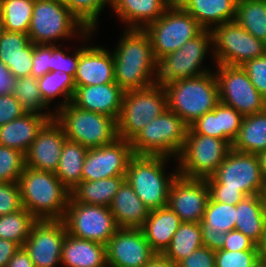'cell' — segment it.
I'll use <instances>...</instances> for the list:
<instances>
[{"label":"cell","mask_w":266,"mask_h":267,"mask_svg":"<svg viewBox=\"0 0 266 267\" xmlns=\"http://www.w3.org/2000/svg\"><path fill=\"white\" fill-rule=\"evenodd\" d=\"M235 21L255 38L266 40V0H237Z\"/></svg>","instance_id":"obj_36"},{"label":"cell","mask_w":266,"mask_h":267,"mask_svg":"<svg viewBox=\"0 0 266 267\" xmlns=\"http://www.w3.org/2000/svg\"><path fill=\"white\" fill-rule=\"evenodd\" d=\"M124 90L116 83L76 87L72 103L84 110L118 119Z\"/></svg>","instance_id":"obj_22"},{"label":"cell","mask_w":266,"mask_h":267,"mask_svg":"<svg viewBox=\"0 0 266 267\" xmlns=\"http://www.w3.org/2000/svg\"><path fill=\"white\" fill-rule=\"evenodd\" d=\"M63 221L68 234L103 245L119 228L109 207L78 203L71 198Z\"/></svg>","instance_id":"obj_13"},{"label":"cell","mask_w":266,"mask_h":267,"mask_svg":"<svg viewBox=\"0 0 266 267\" xmlns=\"http://www.w3.org/2000/svg\"><path fill=\"white\" fill-rule=\"evenodd\" d=\"M214 71L218 87L219 101L233 107L243 116L266 110V98L254 87L241 66L216 65Z\"/></svg>","instance_id":"obj_15"},{"label":"cell","mask_w":266,"mask_h":267,"mask_svg":"<svg viewBox=\"0 0 266 267\" xmlns=\"http://www.w3.org/2000/svg\"><path fill=\"white\" fill-rule=\"evenodd\" d=\"M232 146L216 137L195 134L188 128L186 141L178 155V174L188 178L211 177Z\"/></svg>","instance_id":"obj_10"},{"label":"cell","mask_w":266,"mask_h":267,"mask_svg":"<svg viewBox=\"0 0 266 267\" xmlns=\"http://www.w3.org/2000/svg\"><path fill=\"white\" fill-rule=\"evenodd\" d=\"M52 71V44H34L31 75L43 77Z\"/></svg>","instance_id":"obj_47"},{"label":"cell","mask_w":266,"mask_h":267,"mask_svg":"<svg viewBox=\"0 0 266 267\" xmlns=\"http://www.w3.org/2000/svg\"><path fill=\"white\" fill-rule=\"evenodd\" d=\"M188 128L181 117L167 108L130 142L133 153L177 159L186 141Z\"/></svg>","instance_id":"obj_7"},{"label":"cell","mask_w":266,"mask_h":267,"mask_svg":"<svg viewBox=\"0 0 266 267\" xmlns=\"http://www.w3.org/2000/svg\"><path fill=\"white\" fill-rule=\"evenodd\" d=\"M3 31H4V27H3L2 19L0 18V37L3 33Z\"/></svg>","instance_id":"obj_62"},{"label":"cell","mask_w":266,"mask_h":267,"mask_svg":"<svg viewBox=\"0 0 266 267\" xmlns=\"http://www.w3.org/2000/svg\"><path fill=\"white\" fill-rule=\"evenodd\" d=\"M18 184L22 207L37 220H63L71 196L55 173L25 166Z\"/></svg>","instance_id":"obj_2"},{"label":"cell","mask_w":266,"mask_h":267,"mask_svg":"<svg viewBox=\"0 0 266 267\" xmlns=\"http://www.w3.org/2000/svg\"><path fill=\"white\" fill-rule=\"evenodd\" d=\"M76 87L115 83L113 55L101 46H83L74 77Z\"/></svg>","instance_id":"obj_21"},{"label":"cell","mask_w":266,"mask_h":267,"mask_svg":"<svg viewBox=\"0 0 266 267\" xmlns=\"http://www.w3.org/2000/svg\"><path fill=\"white\" fill-rule=\"evenodd\" d=\"M55 1H57V2H61V3H66L68 0H55Z\"/></svg>","instance_id":"obj_63"},{"label":"cell","mask_w":266,"mask_h":267,"mask_svg":"<svg viewBox=\"0 0 266 267\" xmlns=\"http://www.w3.org/2000/svg\"><path fill=\"white\" fill-rule=\"evenodd\" d=\"M209 198V187L205 179L188 178L178 174L171 184L167 206L182 222L200 223Z\"/></svg>","instance_id":"obj_18"},{"label":"cell","mask_w":266,"mask_h":267,"mask_svg":"<svg viewBox=\"0 0 266 267\" xmlns=\"http://www.w3.org/2000/svg\"><path fill=\"white\" fill-rule=\"evenodd\" d=\"M67 235L63 220H37L23 247L35 267L61 264L62 243Z\"/></svg>","instance_id":"obj_16"},{"label":"cell","mask_w":266,"mask_h":267,"mask_svg":"<svg viewBox=\"0 0 266 267\" xmlns=\"http://www.w3.org/2000/svg\"><path fill=\"white\" fill-rule=\"evenodd\" d=\"M26 113L13 94L0 95V127Z\"/></svg>","instance_id":"obj_49"},{"label":"cell","mask_w":266,"mask_h":267,"mask_svg":"<svg viewBox=\"0 0 266 267\" xmlns=\"http://www.w3.org/2000/svg\"><path fill=\"white\" fill-rule=\"evenodd\" d=\"M49 120L46 115L27 112L0 127V145L26 154L38 132Z\"/></svg>","instance_id":"obj_26"},{"label":"cell","mask_w":266,"mask_h":267,"mask_svg":"<svg viewBox=\"0 0 266 267\" xmlns=\"http://www.w3.org/2000/svg\"><path fill=\"white\" fill-rule=\"evenodd\" d=\"M2 0H0V18H1Z\"/></svg>","instance_id":"obj_64"},{"label":"cell","mask_w":266,"mask_h":267,"mask_svg":"<svg viewBox=\"0 0 266 267\" xmlns=\"http://www.w3.org/2000/svg\"><path fill=\"white\" fill-rule=\"evenodd\" d=\"M54 112L67 140L88 149L108 145L118 138L117 122L112 117L81 109L72 102Z\"/></svg>","instance_id":"obj_5"},{"label":"cell","mask_w":266,"mask_h":267,"mask_svg":"<svg viewBox=\"0 0 266 267\" xmlns=\"http://www.w3.org/2000/svg\"><path fill=\"white\" fill-rule=\"evenodd\" d=\"M255 89L266 98V56L254 58L241 66Z\"/></svg>","instance_id":"obj_46"},{"label":"cell","mask_w":266,"mask_h":267,"mask_svg":"<svg viewBox=\"0 0 266 267\" xmlns=\"http://www.w3.org/2000/svg\"><path fill=\"white\" fill-rule=\"evenodd\" d=\"M73 55L66 54L59 46L52 44V71L65 72L74 78L79 64L80 49L77 48Z\"/></svg>","instance_id":"obj_48"},{"label":"cell","mask_w":266,"mask_h":267,"mask_svg":"<svg viewBox=\"0 0 266 267\" xmlns=\"http://www.w3.org/2000/svg\"><path fill=\"white\" fill-rule=\"evenodd\" d=\"M208 185L241 190L246 196L260 195L264 183L257 154L229 151L216 172L205 179Z\"/></svg>","instance_id":"obj_14"},{"label":"cell","mask_w":266,"mask_h":267,"mask_svg":"<svg viewBox=\"0 0 266 267\" xmlns=\"http://www.w3.org/2000/svg\"><path fill=\"white\" fill-rule=\"evenodd\" d=\"M111 0H68L65 5L88 30L96 29L98 16Z\"/></svg>","instance_id":"obj_42"},{"label":"cell","mask_w":266,"mask_h":267,"mask_svg":"<svg viewBox=\"0 0 266 267\" xmlns=\"http://www.w3.org/2000/svg\"><path fill=\"white\" fill-rule=\"evenodd\" d=\"M16 78L9 69L0 62V95L13 93Z\"/></svg>","instance_id":"obj_54"},{"label":"cell","mask_w":266,"mask_h":267,"mask_svg":"<svg viewBox=\"0 0 266 267\" xmlns=\"http://www.w3.org/2000/svg\"><path fill=\"white\" fill-rule=\"evenodd\" d=\"M204 29L236 18L237 0H175ZM211 27V28H210Z\"/></svg>","instance_id":"obj_30"},{"label":"cell","mask_w":266,"mask_h":267,"mask_svg":"<svg viewBox=\"0 0 266 267\" xmlns=\"http://www.w3.org/2000/svg\"><path fill=\"white\" fill-rule=\"evenodd\" d=\"M224 250L227 251H243V250H258L257 245L240 231L234 229L226 233Z\"/></svg>","instance_id":"obj_52"},{"label":"cell","mask_w":266,"mask_h":267,"mask_svg":"<svg viewBox=\"0 0 266 267\" xmlns=\"http://www.w3.org/2000/svg\"><path fill=\"white\" fill-rule=\"evenodd\" d=\"M125 176H113L95 181L82 180L70 191V198L78 203L109 207Z\"/></svg>","instance_id":"obj_32"},{"label":"cell","mask_w":266,"mask_h":267,"mask_svg":"<svg viewBox=\"0 0 266 267\" xmlns=\"http://www.w3.org/2000/svg\"><path fill=\"white\" fill-rule=\"evenodd\" d=\"M203 246L199 223L182 222L163 253L176 265Z\"/></svg>","instance_id":"obj_35"},{"label":"cell","mask_w":266,"mask_h":267,"mask_svg":"<svg viewBox=\"0 0 266 267\" xmlns=\"http://www.w3.org/2000/svg\"><path fill=\"white\" fill-rule=\"evenodd\" d=\"M18 182H0V216L21 210Z\"/></svg>","instance_id":"obj_45"},{"label":"cell","mask_w":266,"mask_h":267,"mask_svg":"<svg viewBox=\"0 0 266 267\" xmlns=\"http://www.w3.org/2000/svg\"><path fill=\"white\" fill-rule=\"evenodd\" d=\"M235 229L258 245L266 227V208L260 195L244 197L236 205Z\"/></svg>","instance_id":"obj_31"},{"label":"cell","mask_w":266,"mask_h":267,"mask_svg":"<svg viewBox=\"0 0 266 267\" xmlns=\"http://www.w3.org/2000/svg\"><path fill=\"white\" fill-rule=\"evenodd\" d=\"M149 36L155 59L172 53L198 36L204 28L174 1L156 21L143 29Z\"/></svg>","instance_id":"obj_9"},{"label":"cell","mask_w":266,"mask_h":267,"mask_svg":"<svg viewBox=\"0 0 266 267\" xmlns=\"http://www.w3.org/2000/svg\"><path fill=\"white\" fill-rule=\"evenodd\" d=\"M34 43L28 34L3 31L0 37V62L16 79L31 75Z\"/></svg>","instance_id":"obj_24"},{"label":"cell","mask_w":266,"mask_h":267,"mask_svg":"<svg viewBox=\"0 0 266 267\" xmlns=\"http://www.w3.org/2000/svg\"><path fill=\"white\" fill-rule=\"evenodd\" d=\"M144 267H177V265L164 254L155 253Z\"/></svg>","instance_id":"obj_57"},{"label":"cell","mask_w":266,"mask_h":267,"mask_svg":"<svg viewBox=\"0 0 266 267\" xmlns=\"http://www.w3.org/2000/svg\"><path fill=\"white\" fill-rule=\"evenodd\" d=\"M235 220L236 205L216 202L210 197L199 223L203 246L213 251L222 249L226 233L235 229Z\"/></svg>","instance_id":"obj_23"},{"label":"cell","mask_w":266,"mask_h":267,"mask_svg":"<svg viewBox=\"0 0 266 267\" xmlns=\"http://www.w3.org/2000/svg\"><path fill=\"white\" fill-rule=\"evenodd\" d=\"M177 267H215V251L202 246L181 260Z\"/></svg>","instance_id":"obj_50"},{"label":"cell","mask_w":266,"mask_h":267,"mask_svg":"<svg viewBox=\"0 0 266 267\" xmlns=\"http://www.w3.org/2000/svg\"><path fill=\"white\" fill-rule=\"evenodd\" d=\"M109 267H144L155 255L140 228H118L106 244Z\"/></svg>","instance_id":"obj_19"},{"label":"cell","mask_w":266,"mask_h":267,"mask_svg":"<svg viewBox=\"0 0 266 267\" xmlns=\"http://www.w3.org/2000/svg\"><path fill=\"white\" fill-rule=\"evenodd\" d=\"M212 50L217 65L242 66L245 62L265 55L264 41L255 38L235 20L210 29Z\"/></svg>","instance_id":"obj_12"},{"label":"cell","mask_w":266,"mask_h":267,"mask_svg":"<svg viewBox=\"0 0 266 267\" xmlns=\"http://www.w3.org/2000/svg\"><path fill=\"white\" fill-rule=\"evenodd\" d=\"M181 223L179 216L171 208L165 206L150 210L141 229L152 250L163 254Z\"/></svg>","instance_id":"obj_29"},{"label":"cell","mask_w":266,"mask_h":267,"mask_svg":"<svg viewBox=\"0 0 266 267\" xmlns=\"http://www.w3.org/2000/svg\"><path fill=\"white\" fill-rule=\"evenodd\" d=\"M168 159L165 156L134 155L128 164L125 179L150 210L167 206L171 184L178 176V169L165 175L164 163Z\"/></svg>","instance_id":"obj_4"},{"label":"cell","mask_w":266,"mask_h":267,"mask_svg":"<svg viewBox=\"0 0 266 267\" xmlns=\"http://www.w3.org/2000/svg\"><path fill=\"white\" fill-rule=\"evenodd\" d=\"M6 267H35L24 247H20Z\"/></svg>","instance_id":"obj_56"},{"label":"cell","mask_w":266,"mask_h":267,"mask_svg":"<svg viewBox=\"0 0 266 267\" xmlns=\"http://www.w3.org/2000/svg\"><path fill=\"white\" fill-rule=\"evenodd\" d=\"M257 156H258L259 163H260L261 174L265 181L266 180V150L259 152Z\"/></svg>","instance_id":"obj_58"},{"label":"cell","mask_w":266,"mask_h":267,"mask_svg":"<svg viewBox=\"0 0 266 267\" xmlns=\"http://www.w3.org/2000/svg\"><path fill=\"white\" fill-rule=\"evenodd\" d=\"M61 265L65 267H107L106 245L66 235L62 243Z\"/></svg>","instance_id":"obj_28"},{"label":"cell","mask_w":266,"mask_h":267,"mask_svg":"<svg viewBox=\"0 0 266 267\" xmlns=\"http://www.w3.org/2000/svg\"><path fill=\"white\" fill-rule=\"evenodd\" d=\"M232 148L252 154L266 150V110L244 116Z\"/></svg>","instance_id":"obj_33"},{"label":"cell","mask_w":266,"mask_h":267,"mask_svg":"<svg viewBox=\"0 0 266 267\" xmlns=\"http://www.w3.org/2000/svg\"><path fill=\"white\" fill-rule=\"evenodd\" d=\"M134 156L131 143L117 138L113 143L89 148L82 168V180L95 181L113 176H126Z\"/></svg>","instance_id":"obj_17"},{"label":"cell","mask_w":266,"mask_h":267,"mask_svg":"<svg viewBox=\"0 0 266 267\" xmlns=\"http://www.w3.org/2000/svg\"><path fill=\"white\" fill-rule=\"evenodd\" d=\"M37 219L25 208L0 216V239H7L23 247Z\"/></svg>","instance_id":"obj_39"},{"label":"cell","mask_w":266,"mask_h":267,"mask_svg":"<svg viewBox=\"0 0 266 267\" xmlns=\"http://www.w3.org/2000/svg\"><path fill=\"white\" fill-rule=\"evenodd\" d=\"M88 148L77 142L66 140L63 147L56 176L71 191L82 181V168Z\"/></svg>","instance_id":"obj_34"},{"label":"cell","mask_w":266,"mask_h":267,"mask_svg":"<svg viewBox=\"0 0 266 267\" xmlns=\"http://www.w3.org/2000/svg\"><path fill=\"white\" fill-rule=\"evenodd\" d=\"M124 30L112 52L115 83L125 92L149 87L156 83L157 75L149 36L143 29Z\"/></svg>","instance_id":"obj_1"},{"label":"cell","mask_w":266,"mask_h":267,"mask_svg":"<svg viewBox=\"0 0 266 267\" xmlns=\"http://www.w3.org/2000/svg\"><path fill=\"white\" fill-rule=\"evenodd\" d=\"M210 44L212 45L211 31L204 29L180 49L160 58L157 61L156 83L164 85L174 80L198 77L210 72L211 70L202 66L204 57L210 50L209 46L212 47Z\"/></svg>","instance_id":"obj_11"},{"label":"cell","mask_w":266,"mask_h":267,"mask_svg":"<svg viewBox=\"0 0 266 267\" xmlns=\"http://www.w3.org/2000/svg\"><path fill=\"white\" fill-rule=\"evenodd\" d=\"M210 197L216 201L237 205L246 195L241 190L224 189V185H208Z\"/></svg>","instance_id":"obj_53"},{"label":"cell","mask_w":266,"mask_h":267,"mask_svg":"<svg viewBox=\"0 0 266 267\" xmlns=\"http://www.w3.org/2000/svg\"><path fill=\"white\" fill-rule=\"evenodd\" d=\"M66 140L63 128L55 119L49 120L26 152L25 166L55 173Z\"/></svg>","instance_id":"obj_20"},{"label":"cell","mask_w":266,"mask_h":267,"mask_svg":"<svg viewBox=\"0 0 266 267\" xmlns=\"http://www.w3.org/2000/svg\"><path fill=\"white\" fill-rule=\"evenodd\" d=\"M249 267H266V260L258 257Z\"/></svg>","instance_id":"obj_60"},{"label":"cell","mask_w":266,"mask_h":267,"mask_svg":"<svg viewBox=\"0 0 266 267\" xmlns=\"http://www.w3.org/2000/svg\"><path fill=\"white\" fill-rule=\"evenodd\" d=\"M167 94L163 85H153L124 92L117 122L118 138L131 142L152 120L167 110Z\"/></svg>","instance_id":"obj_8"},{"label":"cell","mask_w":266,"mask_h":267,"mask_svg":"<svg viewBox=\"0 0 266 267\" xmlns=\"http://www.w3.org/2000/svg\"><path fill=\"white\" fill-rule=\"evenodd\" d=\"M264 207L266 208V180L263 183L262 191L260 194Z\"/></svg>","instance_id":"obj_61"},{"label":"cell","mask_w":266,"mask_h":267,"mask_svg":"<svg viewBox=\"0 0 266 267\" xmlns=\"http://www.w3.org/2000/svg\"><path fill=\"white\" fill-rule=\"evenodd\" d=\"M259 257L258 250L215 251V267H249Z\"/></svg>","instance_id":"obj_44"},{"label":"cell","mask_w":266,"mask_h":267,"mask_svg":"<svg viewBox=\"0 0 266 267\" xmlns=\"http://www.w3.org/2000/svg\"><path fill=\"white\" fill-rule=\"evenodd\" d=\"M168 109L190 126L205 113L212 111L219 101V87L214 72L201 76L174 80L163 85Z\"/></svg>","instance_id":"obj_3"},{"label":"cell","mask_w":266,"mask_h":267,"mask_svg":"<svg viewBox=\"0 0 266 267\" xmlns=\"http://www.w3.org/2000/svg\"><path fill=\"white\" fill-rule=\"evenodd\" d=\"M264 52H265V56H266V40L264 41Z\"/></svg>","instance_id":"obj_65"},{"label":"cell","mask_w":266,"mask_h":267,"mask_svg":"<svg viewBox=\"0 0 266 267\" xmlns=\"http://www.w3.org/2000/svg\"><path fill=\"white\" fill-rule=\"evenodd\" d=\"M119 228H142L150 209L139 199L126 179L109 206Z\"/></svg>","instance_id":"obj_27"},{"label":"cell","mask_w":266,"mask_h":267,"mask_svg":"<svg viewBox=\"0 0 266 267\" xmlns=\"http://www.w3.org/2000/svg\"><path fill=\"white\" fill-rule=\"evenodd\" d=\"M259 257L266 260V227L260 243L257 245Z\"/></svg>","instance_id":"obj_59"},{"label":"cell","mask_w":266,"mask_h":267,"mask_svg":"<svg viewBox=\"0 0 266 267\" xmlns=\"http://www.w3.org/2000/svg\"><path fill=\"white\" fill-rule=\"evenodd\" d=\"M175 0H111L112 9L127 29H144L156 21Z\"/></svg>","instance_id":"obj_25"},{"label":"cell","mask_w":266,"mask_h":267,"mask_svg":"<svg viewBox=\"0 0 266 267\" xmlns=\"http://www.w3.org/2000/svg\"><path fill=\"white\" fill-rule=\"evenodd\" d=\"M34 3L35 0H2L4 30L28 34Z\"/></svg>","instance_id":"obj_38"},{"label":"cell","mask_w":266,"mask_h":267,"mask_svg":"<svg viewBox=\"0 0 266 267\" xmlns=\"http://www.w3.org/2000/svg\"><path fill=\"white\" fill-rule=\"evenodd\" d=\"M189 128L195 134L218 138L217 105L216 107L192 123Z\"/></svg>","instance_id":"obj_51"},{"label":"cell","mask_w":266,"mask_h":267,"mask_svg":"<svg viewBox=\"0 0 266 267\" xmlns=\"http://www.w3.org/2000/svg\"><path fill=\"white\" fill-rule=\"evenodd\" d=\"M93 32L94 30H88L64 3L55 0H35L28 30L32 43L55 44V41L70 39L73 35L90 39Z\"/></svg>","instance_id":"obj_6"},{"label":"cell","mask_w":266,"mask_h":267,"mask_svg":"<svg viewBox=\"0 0 266 267\" xmlns=\"http://www.w3.org/2000/svg\"><path fill=\"white\" fill-rule=\"evenodd\" d=\"M20 246L7 239H0V267H6Z\"/></svg>","instance_id":"obj_55"},{"label":"cell","mask_w":266,"mask_h":267,"mask_svg":"<svg viewBox=\"0 0 266 267\" xmlns=\"http://www.w3.org/2000/svg\"><path fill=\"white\" fill-rule=\"evenodd\" d=\"M25 169V154L0 145V182H18Z\"/></svg>","instance_id":"obj_43"},{"label":"cell","mask_w":266,"mask_h":267,"mask_svg":"<svg viewBox=\"0 0 266 267\" xmlns=\"http://www.w3.org/2000/svg\"><path fill=\"white\" fill-rule=\"evenodd\" d=\"M38 86L41 92L43 102L48 106L53 99L60 95L64 98L61 104H58L57 110L63 108L67 103L72 101L76 86L74 78L60 71H50L43 77L37 78Z\"/></svg>","instance_id":"obj_37"},{"label":"cell","mask_w":266,"mask_h":267,"mask_svg":"<svg viewBox=\"0 0 266 267\" xmlns=\"http://www.w3.org/2000/svg\"><path fill=\"white\" fill-rule=\"evenodd\" d=\"M244 116L233 107L221 102L217 104L218 138L226 140L231 146L239 133Z\"/></svg>","instance_id":"obj_41"},{"label":"cell","mask_w":266,"mask_h":267,"mask_svg":"<svg viewBox=\"0 0 266 267\" xmlns=\"http://www.w3.org/2000/svg\"><path fill=\"white\" fill-rule=\"evenodd\" d=\"M26 112L38 113L46 115L50 120L54 119L55 112H41L43 108H48L41 97L37 78L28 75L16 79L12 93Z\"/></svg>","instance_id":"obj_40"}]
</instances>
